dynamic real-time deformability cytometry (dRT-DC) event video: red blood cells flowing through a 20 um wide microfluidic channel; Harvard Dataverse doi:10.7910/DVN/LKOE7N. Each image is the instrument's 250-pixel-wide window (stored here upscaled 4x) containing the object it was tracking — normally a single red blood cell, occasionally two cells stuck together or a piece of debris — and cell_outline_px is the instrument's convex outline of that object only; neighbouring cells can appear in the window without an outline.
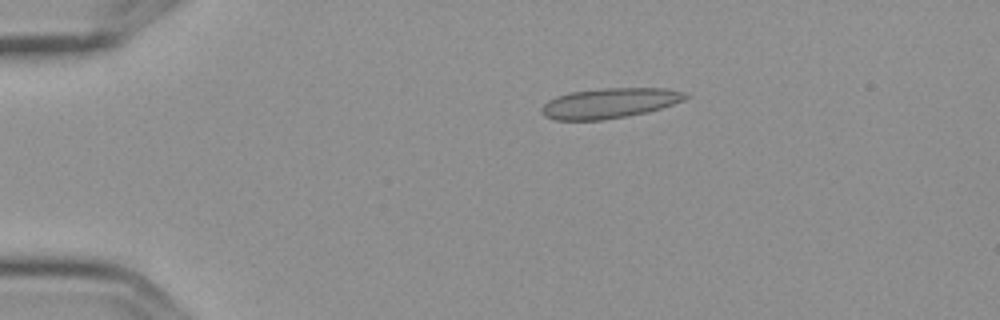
{"species": "Egyptian fruit bat (a non-hibernating species)", "species_latin": "Rousettus aegyptiacus", "temperature_condition": "cold", "stored_images_in_passage": 2, "camera_frame_rate_fps": 3000, "um_per_image_px": 0.085, "frame": {"image": 1, "passage_image": 1, "time_ms": 0.0, "image_size_px": [1000, 320], "cell_outline_px": [[692, 96], [684, 100], [660, 108], [644, 112], [604, 120], [556, 120], [544, 116], [540, 112], [540, 108], [548, 100], [556, 96], [568, 92], [600, 88], [668, 88], [684, 92]], "centroid_in_image_um": [51.78, 8.75], "position_along_channel_um": 33.2, "area_um2": 25.37}}